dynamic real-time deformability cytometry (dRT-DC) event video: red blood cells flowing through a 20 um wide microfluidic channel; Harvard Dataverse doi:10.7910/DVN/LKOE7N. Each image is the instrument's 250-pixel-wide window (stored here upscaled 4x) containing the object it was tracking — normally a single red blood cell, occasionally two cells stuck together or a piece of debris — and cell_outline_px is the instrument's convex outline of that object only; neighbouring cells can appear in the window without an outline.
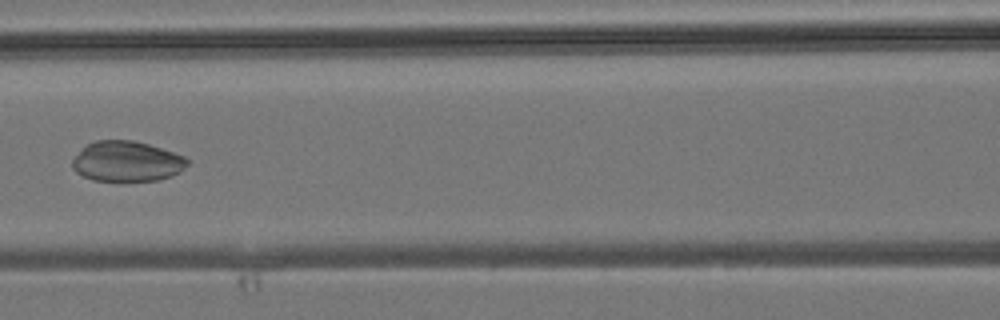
{"species": "common noctule bat (a hibernating species)", "species_latin": "Nyctalus noctula", "temperature_condition": "room temperature", "stored_images_in_passage": 6, "camera_frame_rate_fps": 3000, "um_per_image_px": 0.085, "animal": {"sex": "male", "body_mass_g": 19.2, "forearm_length_mm": 51.8}, "frame": {"image": 1, "passage_image": 6, "time_ms": 5.667, "image_size_px": [1000, 320], "cell_outline_px": [[192, 160], [180, 172], [172, 176], [160, 180], [92, 180], [76, 172], [72, 168], [72, 160], [88, 144], [96, 140], [132, 140], [148, 144], [184, 156]], "centroid_in_image_um": [10.82, 13.72], "position_along_channel_um": 155.8, "area_um2": 26.82}}